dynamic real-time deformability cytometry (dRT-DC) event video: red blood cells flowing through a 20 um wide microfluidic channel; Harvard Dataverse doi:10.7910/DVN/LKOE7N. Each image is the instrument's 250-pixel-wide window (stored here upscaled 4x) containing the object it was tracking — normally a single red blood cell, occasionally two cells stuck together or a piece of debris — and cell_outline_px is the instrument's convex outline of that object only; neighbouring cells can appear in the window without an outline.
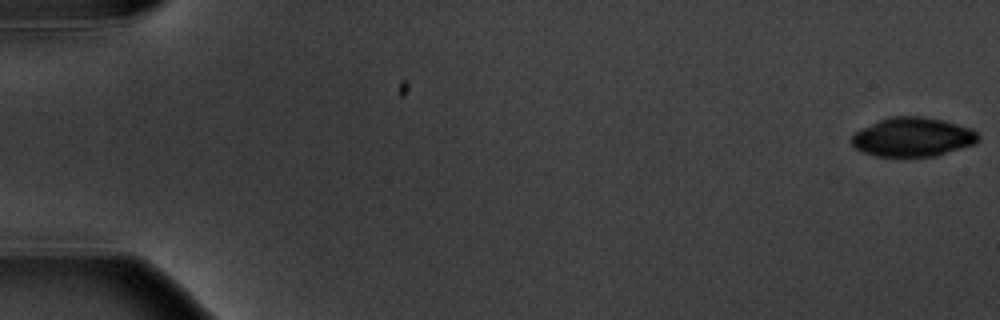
{"species": "common noctule bat (a hibernating species)", "species_latin": "Nyctalus noctula", "temperature_condition": "warm", "stored_images_in_passage": 5, "camera_frame_rate_fps": 3000, "um_per_image_px": 0.085, "animal": {"sex": "male", "body_mass_g": 20.1, "forearm_length_mm": 53.5}, "frame": {"image": 1, "passage_image": 1, "time_ms": 0.0, "image_size_px": [1000, 320], "cell_outline_px": [[980, 140], [976, 144], [936, 156], [876, 156], [864, 152], [856, 148], [852, 144], [852, 136], [856, 132], [880, 120], [892, 116], [920, 116], [944, 120], [972, 128], [980, 136]], "centroid_in_image_um": [77.65, 11.65], "position_along_channel_um": 7.3, "area_um2": 28.73}}
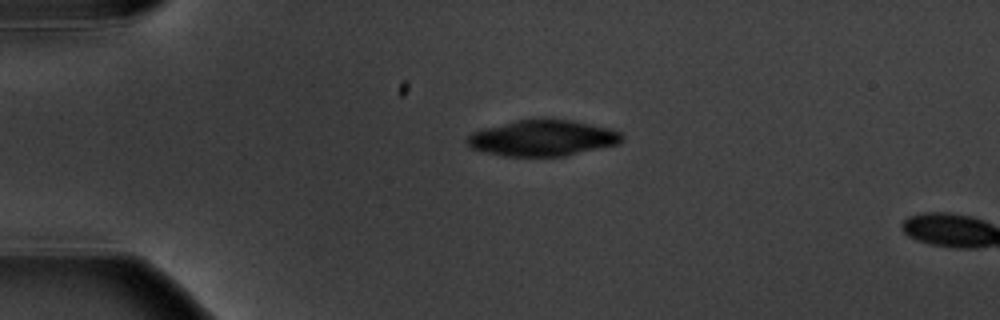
{"frame": {"image": 2, "passage_image": 4, "time_ms": 4.333, "image_size_px": [1000, 320], "cell_outline_px": [[624, 140], [620, 144], [564, 156], [504, 156], [472, 148], [464, 140], [472, 132], [484, 128], [516, 120], [572, 120], [612, 128], [620, 132], [624, 136]], "centroid_in_image_um": [46.18, 11.74], "position_along_channel_um": 38.8, "area_um2": 32.31}}